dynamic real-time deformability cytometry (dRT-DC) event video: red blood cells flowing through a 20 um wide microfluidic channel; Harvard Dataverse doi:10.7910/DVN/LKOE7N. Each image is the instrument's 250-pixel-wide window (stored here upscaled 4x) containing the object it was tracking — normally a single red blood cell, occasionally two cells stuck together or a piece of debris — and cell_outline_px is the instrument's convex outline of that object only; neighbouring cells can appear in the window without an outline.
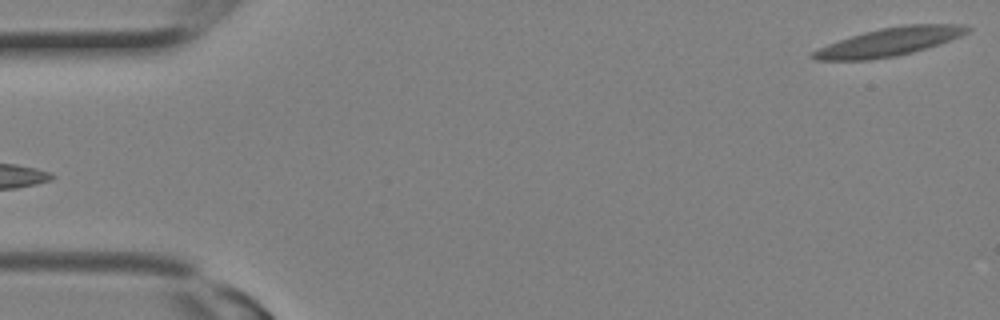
{"species": "Egyptian fruit bat (a non-hibernating species)", "species_latin": "Rousettus aegyptiacus", "temperature_condition": "room temperature", "stored_images_in_passage": 3, "camera_frame_rate_fps": 3000, "um_per_image_px": 0.085, "animal": {"sex": "female"}, "frame": {"image": 1, "passage_image": 3, "time_ms": 0.667, "image_size_px": [1000, 320], "cell_outline_px": [[972, 28], [968, 32], [960, 36], [940, 44], [912, 52], [896, 56], [868, 60], [812, 60], [808, 56], [812, 52], [828, 44], [864, 32], [880, 28], [900, 24], [964, 24]], "centroid_in_image_um": [75.61, 3.55], "position_along_channel_um": 9.4, "area_um2": 25.43}}